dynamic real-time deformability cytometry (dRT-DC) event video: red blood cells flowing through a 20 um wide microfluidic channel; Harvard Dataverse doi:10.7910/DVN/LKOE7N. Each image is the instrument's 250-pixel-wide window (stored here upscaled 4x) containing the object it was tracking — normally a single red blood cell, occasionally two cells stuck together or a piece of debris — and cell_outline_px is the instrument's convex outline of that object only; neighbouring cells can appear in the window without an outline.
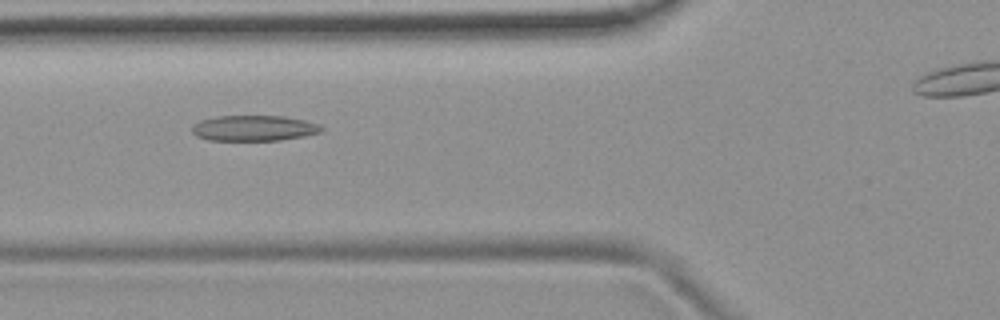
{"species": "common noctule bat (a hibernating species)", "species_latin": "Nyctalus noctula", "temperature_condition": "room temperature", "stored_images_in_passage": 40, "camera_frame_rate_fps": 3000, "um_per_image_px": 0.085, "animal": {"sex": "female", "body_mass_g": 19.9}, "frame": {"image": 1, "passage_image": 12, "time_ms": 3.667, "image_size_px": [1000, 320], "cell_outline_px": [[324, 128], [320, 132], [304, 136], [280, 140], [208, 140], [196, 136], [192, 132], [192, 124], [200, 120], [216, 116], [284, 116], [304, 120], [320, 124]], "centroid_in_image_um": [21.57, 10.89], "position_along_channel_um": 104.2, "area_um2": 19.36}}
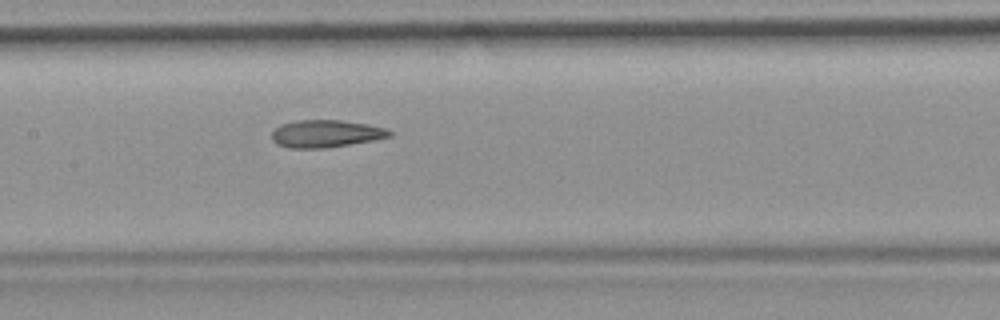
{"frame": {"image": 2, "passage_image": 18, "time_ms": 5.667, "image_size_px": [1000, 320], "cell_outline_px": [[392, 136], [372, 140], [324, 148], [288, 148], [276, 144], [272, 140], [272, 132], [280, 124], [296, 120], [340, 120], [368, 124], [384, 128], [392, 132]], "centroid_in_image_um": [27.65, 11.36], "position_along_channel_um": 179.7, "area_um2": 18.73}}
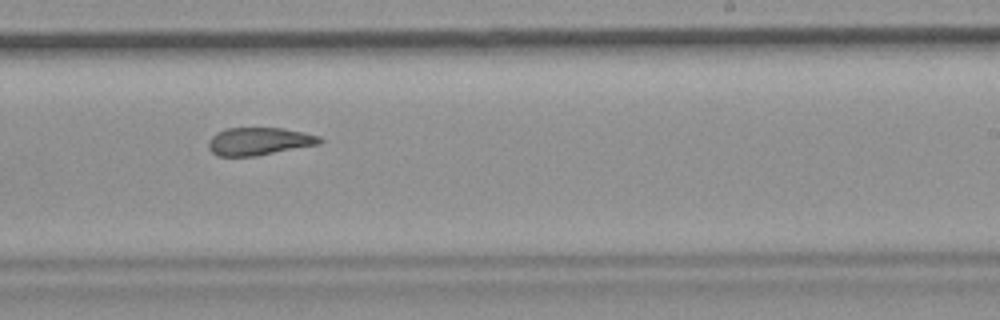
{"frame": {"image": 3, "passage_image": 25, "time_ms": 8.0, "image_size_px": [1000, 320], "cell_outline_px": [[324, 140], [320, 144], [256, 156], [216, 156], [208, 148], [208, 140], [216, 132], [228, 128], [284, 128], [304, 132], [320, 136]], "centroid_in_image_um": [22.02, 12.01], "position_along_channel_um": 267.0, "area_um2": 18.15}, "authors_computed_cell_mechanics": {"area_um2": 19.2474, "velocity_mm_per_s": 3.765, "shape_relaxation_time_tau1_ms": null, "shape_relaxation_time_tau2_ms": 2.9268, "deformation_change_tau1": null, "deformation_change_tau2": 0.1141}}